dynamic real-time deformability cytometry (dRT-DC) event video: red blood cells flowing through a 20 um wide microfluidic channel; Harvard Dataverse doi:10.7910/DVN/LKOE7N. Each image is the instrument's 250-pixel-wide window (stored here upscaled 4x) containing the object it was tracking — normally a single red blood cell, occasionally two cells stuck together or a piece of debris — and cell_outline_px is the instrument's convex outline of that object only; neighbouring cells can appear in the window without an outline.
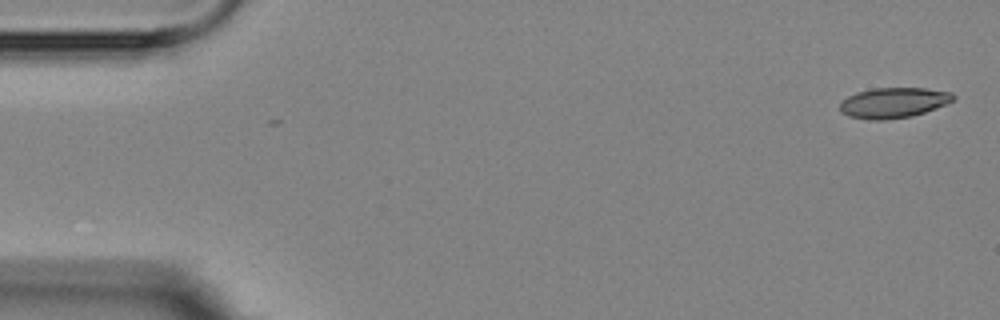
{"species": "Egyptian fruit bat (a non-hibernating species)", "species_latin": "Rousettus aegyptiacus", "temperature_condition": "room temperature", "stored_images_in_passage": 4, "camera_frame_rate_fps": 3000, "um_per_image_px": 0.085, "animal": {"sex": "female"}, "frame": {"image": 1, "passage_image": 1, "time_ms": 0.0, "image_size_px": [1000, 320], "cell_outline_px": [[956, 100], [936, 108], [912, 116], [884, 120], [868, 120], [848, 116], [840, 112], [840, 104], [848, 96], [856, 92], [876, 88], [924, 88], [952, 92], [956, 96]], "centroid_in_image_um": [75.97, 8.73], "position_along_channel_um": 9.0, "area_um2": 20.17}}